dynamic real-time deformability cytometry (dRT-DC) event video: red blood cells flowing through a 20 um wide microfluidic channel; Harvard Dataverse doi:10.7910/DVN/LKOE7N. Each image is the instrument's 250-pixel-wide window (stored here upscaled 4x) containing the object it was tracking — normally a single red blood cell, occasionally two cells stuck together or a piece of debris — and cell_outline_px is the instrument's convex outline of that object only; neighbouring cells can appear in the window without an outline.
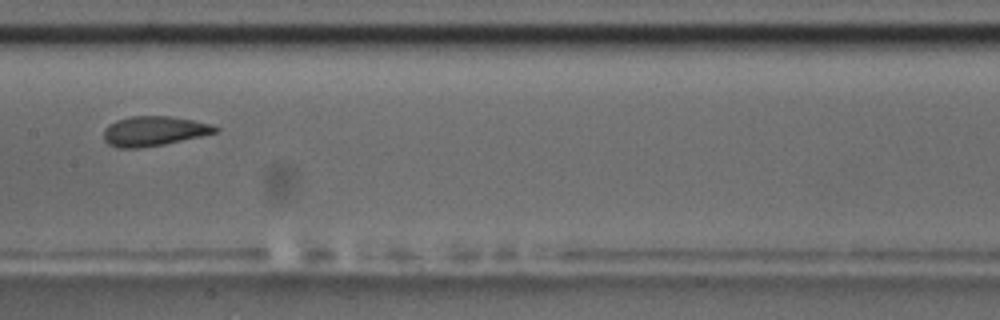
{"species": "common noctule bat (a hibernating species)", "species_latin": "Nyctalus noctula", "temperature_condition": "room temperature", "stored_images_in_passage": 6, "camera_frame_rate_fps": 3000, "um_per_image_px": 0.085, "animal": {"sex": "male", "body_mass_g": 17.5, "forearm_length_mm": 52.3}, "frame": {"image": 1, "passage_image": 4, "time_ms": 3.333, "image_size_px": [1000, 320], "cell_outline_px": [[220, 128], [216, 132], [200, 136], [164, 144], [140, 148], [116, 148], [108, 144], [104, 140], [104, 128], [108, 124], [116, 120], [132, 116], [172, 116], [212, 124]], "centroid_in_image_um": [13.05, 11.14], "position_along_channel_um": 194.4, "area_um2": 19.36}}